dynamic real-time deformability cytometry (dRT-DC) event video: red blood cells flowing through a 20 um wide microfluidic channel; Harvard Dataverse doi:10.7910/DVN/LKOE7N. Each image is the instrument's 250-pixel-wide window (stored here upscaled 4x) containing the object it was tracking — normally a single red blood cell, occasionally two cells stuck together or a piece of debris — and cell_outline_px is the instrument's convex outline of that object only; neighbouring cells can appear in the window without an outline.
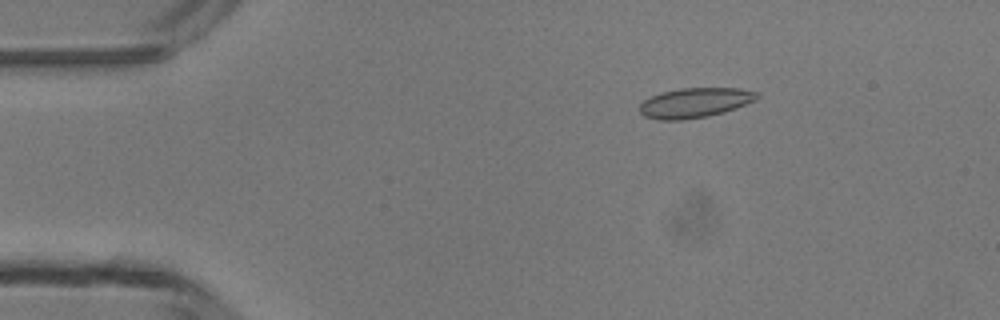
{"species": "common noctule bat (a hibernating species)", "species_latin": "Nyctalus noctula", "temperature_condition": "room temperature", "stored_images_in_passage": 5, "camera_frame_rate_fps": 3000, "um_per_image_px": 0.085, "animal": {"sex": "male", "body_mass_g": 13.3}, "frame": {"image": 1, "passage_image": 3, "time_ms": 2.333, "image_size_px": [1000, 320], "cell_outline_px": [[760, 96], [756, 100], [724, 112], [708, 116], [680, 120], [660, 120], [644, 116], [640, 112], [640, 104], [644, 100], [660, 92], [680, 88], [740, 88], [756, 92]], "centroid_in_image_um": [59.06, 8.73], "position_along_channel_um": 25.9, "area_um2": 20.35}}